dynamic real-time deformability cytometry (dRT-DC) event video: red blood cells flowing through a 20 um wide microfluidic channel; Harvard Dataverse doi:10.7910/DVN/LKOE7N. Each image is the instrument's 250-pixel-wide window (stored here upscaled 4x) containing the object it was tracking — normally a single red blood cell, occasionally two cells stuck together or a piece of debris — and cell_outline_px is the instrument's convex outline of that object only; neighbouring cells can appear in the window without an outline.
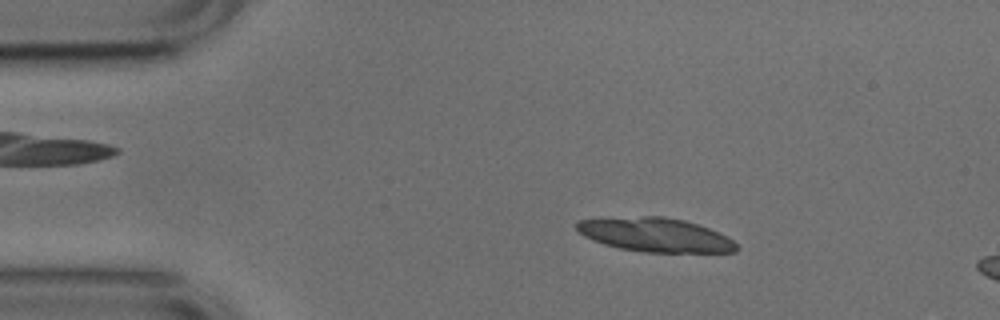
{"species": "common noctule bat (a hibernating species)", "species_latin": "Nyctalus noctula", "temperature_condition": "cold", "stored_images_in_passage": 13, "camera_frame_rate_fps": 3000, "um_per_image_px": 0.085, "animal": {"sex": "male", "body_mass_g": 17.9, "forearm_length_mm": 54.2}, "frame": {"image": 1, "passage_image": 8, "time_ms": 2.333, "image_size_px": [1000, 320], "cell_outline_px": [[740, 248], [736, 252], [644, 252], [620, 248], [604, 244], [592, 240], [584, 236], [576, 228], [576, 220], [644, 216], [664, 216], [684, 220], [708, 228], [728, 236]], "centroid_in_image_um": [55.72, 19.96], "position_along_channel_um": 29.3, "area_um2": 31.5}}